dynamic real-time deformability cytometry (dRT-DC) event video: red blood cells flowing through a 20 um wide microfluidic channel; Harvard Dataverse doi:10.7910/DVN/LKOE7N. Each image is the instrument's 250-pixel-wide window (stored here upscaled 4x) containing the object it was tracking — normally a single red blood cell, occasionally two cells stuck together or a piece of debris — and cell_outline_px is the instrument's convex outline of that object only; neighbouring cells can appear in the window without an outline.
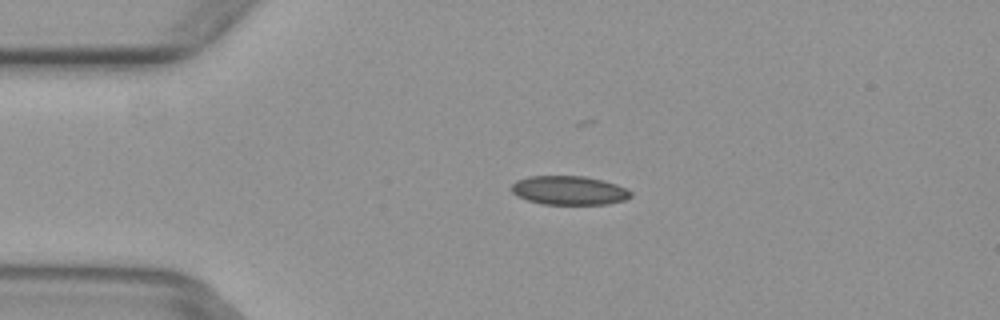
{"species": "common noctule bat (a hibernating species)", "species_latin": "Nyctalus noctula", "temperature_condition": "warm", "stored_images_in_passage": 5, "camera_frame_rate_fps": 3000, "um_per_image_px": 0.085, "animal": {"sex": "female", "body_mass_g": 29.2, "forearm_length_mm": 56.3}, "frame": {"image": 1, "passage_image": 3, "time_ms": 0.667, "image_size_px": [1000, 320], "cell_outline_px": [[632, 196], [624, 200], [608, 204], [540, 204], [528, 200], [512, 192], [512, 184], [516, 180], [528, 176], [584, 176], [616, 184], [632, 192]], "centroid_in_image_um": [48.37, 16.18], "position_along_channel_um": 36.6, "area_um2": 19.94}}
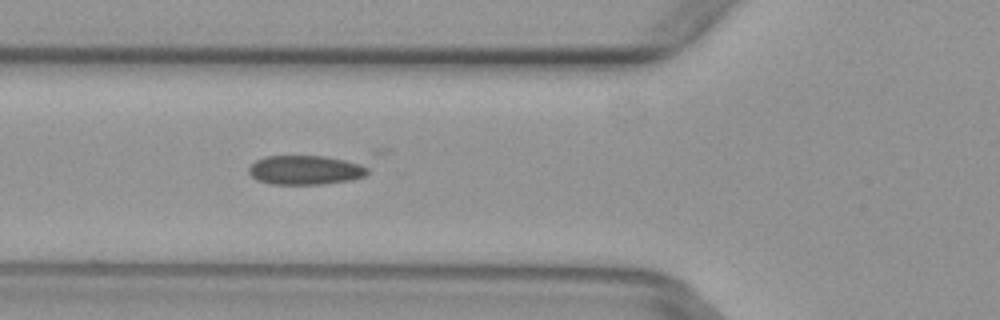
{"frame": {"image": 2, "passage_image": 5, "time_ms": 1.333, "image_size_px": [1000, 320], "cell_outline_px": [[368, 172], [364, 176], [352, 180], [324, 184], [272, 184], [256, 180], [248, 172], [248, 168], [256, 160], [264, 156], [324, 156], [344, 160], [360, 164], [368, 168]], "centroid_in_image_um": [25.93, 14.46], "position_along_channel_um": 99.9, "area_um2": 20.23}}